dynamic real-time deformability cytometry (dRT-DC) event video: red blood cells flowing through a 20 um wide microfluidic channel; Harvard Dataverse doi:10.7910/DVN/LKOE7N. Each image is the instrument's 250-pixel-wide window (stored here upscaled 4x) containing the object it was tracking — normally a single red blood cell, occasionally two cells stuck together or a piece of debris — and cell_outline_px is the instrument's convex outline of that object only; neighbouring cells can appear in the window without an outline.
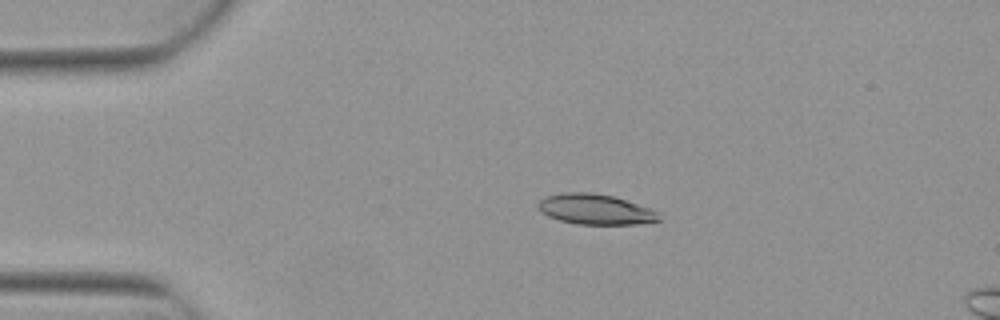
{"species": "Egyptian fruit bat (a non-hibernating species)", "species_latin": "Rousettus aegyptiacus", "temperature_condition": "warm", "stored_images_in_passage": 5, "camera_frame_rate_fps": 3000, "um_per_image_px": 0.085, "animal": {"sex": "female"}, "frame": {"image": 1, "passage_image": 3, "time_ms": 0.667, "image_size_px": [1000, 320], "cell_outline_px": [[660, 220], [640, 224], [576, 224], [560, 220], [548, 216], [540, 212], [536, 204], [540, 200], [548, 196], [560, 192], [592, 192], [612, 196], [652, 208], [656, 212]], "centroid_in_image_um": [50.57, 17.79], "position_along_channel_um": 34.4, "area_um2": 21.39}}